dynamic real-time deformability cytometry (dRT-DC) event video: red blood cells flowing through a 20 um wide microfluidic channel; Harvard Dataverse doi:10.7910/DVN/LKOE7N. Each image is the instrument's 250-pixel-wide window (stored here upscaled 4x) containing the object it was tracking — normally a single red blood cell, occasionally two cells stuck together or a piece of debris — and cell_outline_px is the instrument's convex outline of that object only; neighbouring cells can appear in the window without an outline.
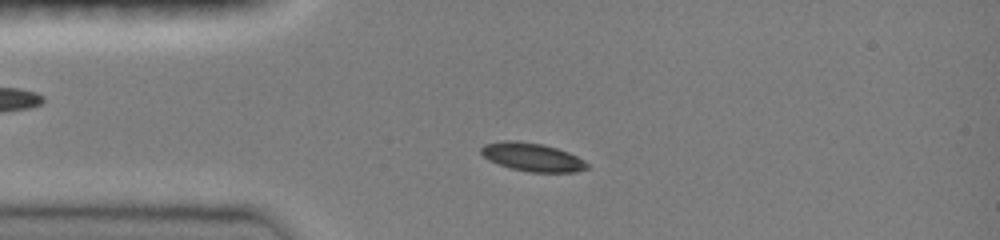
{"species": "common noctule bat (a hibernating species)", "species_latin": "Nyctalus noctula", "temperature_condition": "room temperature", "stored_images_in_passage": 14, "camera_frame_rate_fps": 3000, "um_per_image_px": 0.085, "animal": {"sex": "female", "body_mass_g": 19.0, "forearm_length_mm": 51.5}, "frame": {"image": 1, "passage_image": 1, "time_ms": 0.0, "image_size_px": [1000, 240], "cell_outline_px": [[588, 168], [576, 172], [528, 172], [512, 168], [488, 160], [480, 152], [480, 148], [484, 144], [504, 140], [516, 140], [544, 144], [568, 152], [584, 160], [588, 164]], "centroid_in_image_um": [45.23, 13.34], "position_along_channel_um": 39.8, "area_um2": 17.51}}
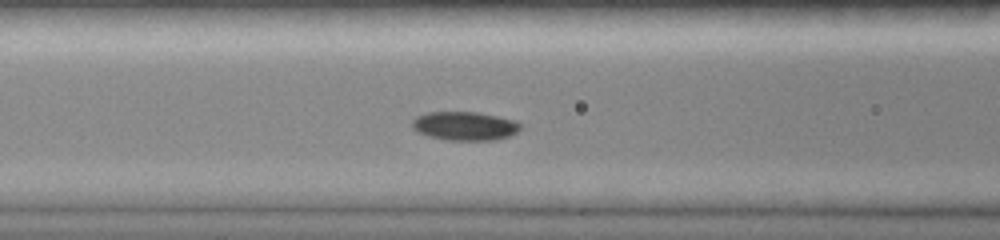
{"frame": {"image": 2, "passage_image": 8, "time_ms": 2.667, "image_size_px": [1000, 240], "cell_outline_px": [[520, 128], [516, 132], [508, 136], [496, 140], [444, 140], [428, 136], [416, 132], [412, 128], [412, 120], [416, 116], [428, 112], [476, 112], [516, 120], [520, 124]], "centroid_in_image_um": [39.46, 10.71], "position_along_channel_um": 127.1, "area_um2": 18.21}}
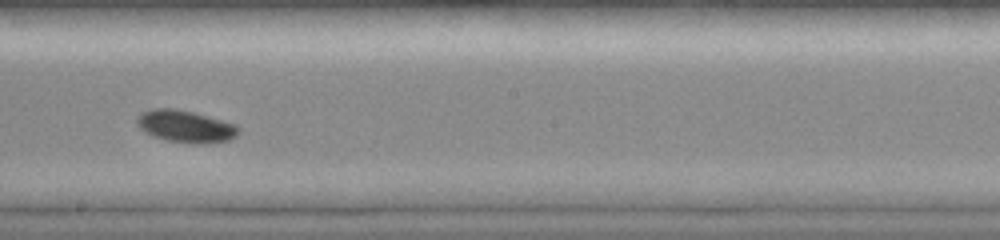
{"frame": {"image": 3, "passage_image": 13, "time_ms": 5.333, "image_size_px": [1000, 240], "cell_outline_px": [[240, 128], [236, 136], [228, 140], [208, 144], [192, 144], [168, 140], [152, 136], [144, 132], [136, 124], [136, 120], [140, 112], [152, 108], [172, 108], [192, 112], [236, 124]], "centroid_in_image_um": [15.74, 10.75], "position_along_channel_um": 232.5, "area_um2": 19.13}}